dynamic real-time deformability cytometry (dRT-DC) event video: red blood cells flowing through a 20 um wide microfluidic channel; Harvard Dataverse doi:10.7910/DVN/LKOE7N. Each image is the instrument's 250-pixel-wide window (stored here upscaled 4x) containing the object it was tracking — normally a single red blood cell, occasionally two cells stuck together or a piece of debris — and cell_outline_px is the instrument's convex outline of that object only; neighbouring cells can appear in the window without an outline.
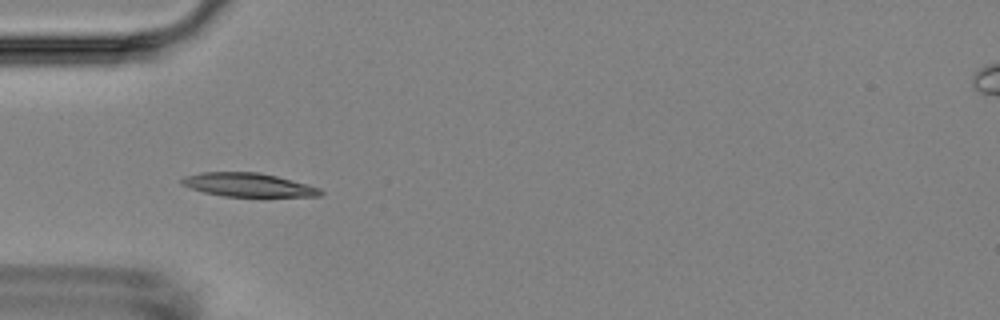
{"species": "Egyptian fruit bat (a non-hibernating species)", "species_latin": "Rousettus aegyptiacus", "temperature_condition": "room temperature", "stored_images_in_passage": 7, "camera_frame_rate_fps": 3000, "um_per_image_px": 0.085, "animal": {"sex": "female"}, "frame": {"image": 1, "passage_image": 4, "time_ms": 3.333, "image_size_px": [1000, 320], "cell_outline_px": [[324, 192], [320, 196], [224, 196], [204, 192], [180, 184], [180, 180], [184, 176], [200, 172], [260, 172], [308, 184], [320, 188]], "centroid_in_image_um": [21.09, 15.7], "position_along_channel_um": 63.9, "area_um2": 19.02}}
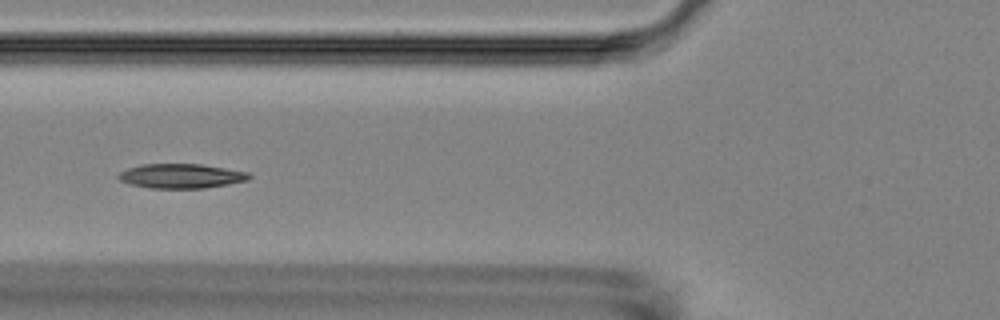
{"frame": {"image": 2, "passage_image": 5, "time_ms": 4.667, "image_size_px": [1000, 320], "cell_outline_px": [[252, 176], [248, 180], [228, 184], [204, 188], [152, 188], [128, 184], [120, 180], [116, 176], [120, 172], [128, 168], [140, 164], [200, 164], [248, 172]], "centroid_in_image_um": [15.37, 14.96], "position_along_channel_um": 110.4, "area_um2": 18.61}}
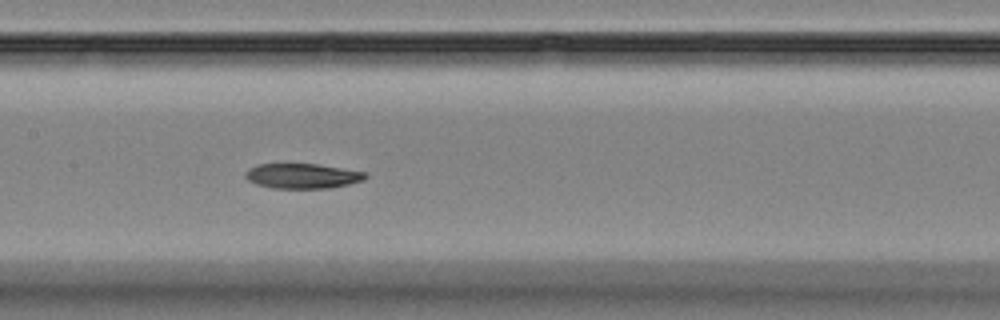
{"frame": {"image": 3, "passage_image": 7, "time_ms": 6.667, "image_size_px": [1000, 320], "cell_outline_px": [[368, 176], [364, 180], [348, 184], [328, 188], [272, 188], [256, 184], [248, 180], [244, 176], [244, 172], [248, 168], [256, 164], [320, 164], [368, 172]], "centroid_in_image_um": [25.71, 14.95], "position_along_channel_um": 181.7, "area_um2": 17.69}}